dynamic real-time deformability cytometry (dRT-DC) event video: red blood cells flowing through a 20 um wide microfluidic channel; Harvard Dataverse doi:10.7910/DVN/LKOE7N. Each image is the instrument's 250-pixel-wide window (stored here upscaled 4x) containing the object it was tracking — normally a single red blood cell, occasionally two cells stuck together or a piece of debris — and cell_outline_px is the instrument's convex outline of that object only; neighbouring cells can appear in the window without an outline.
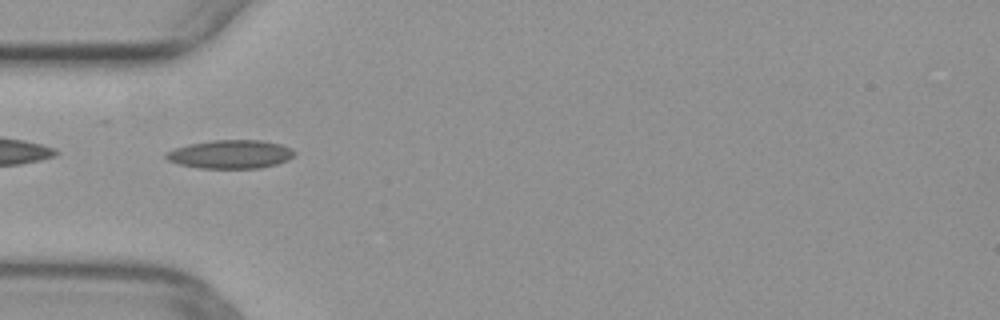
{"species": "common noctule bat (a hibernating species)", "species_latin": "Nyctalus noctula", "temperature_condition": "warm", "stored_images_in_passage": 36, "camera_frame_rate_fps": 3000, "um_per_image_px": 0.085, "animal": {"sex": "female", "body_mass_g": 29.2, "forearm_length_mm": 56.3}, "frame": {"image": 1, "passage_image": 9, "time_ms": 2.667, "image_size_px": [1000, 320], "cell_outline_px": [[296, 152], [288, 160], [276, 164], [260, 168], [200, 168], [180, 164], [168, 160], [164, 156], [164, 152], [188, 144], [212, 140], [260, 140], [280, 144]], "centroid_in_image_um": [19.56, 13.11], "position_along_channel_um": 65.4, "area_um2": 21.21}}
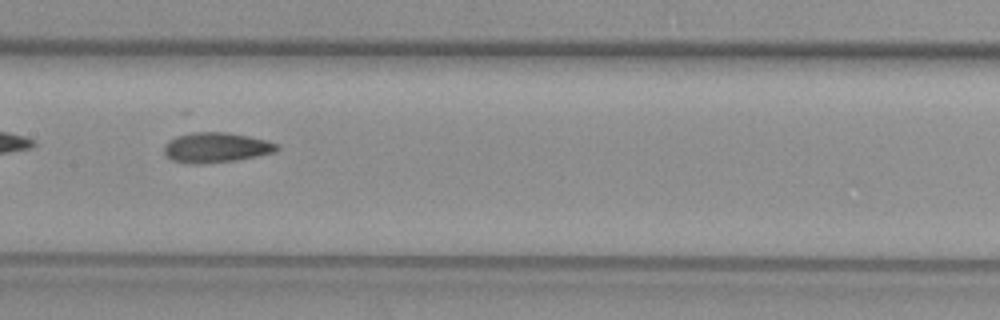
{"frame": {"image": 2, "passage_image": 18, "time_ms": 5.667, "image_size_px": [1000, 320], "cell_outline_px": [[280, 148], [276, 152], [236, 160], [204, 164], [188, 164], [172, 160], [164, 156], [164, 144], [168, 140], [176, 136], [192, 132], [224, 132], [248, 136], [268, 140], [280, 144]], "centroid_in_image_um": [18.35, 12.54], "position_along_channel_um": 189.0, "area_um2": 20.11}}
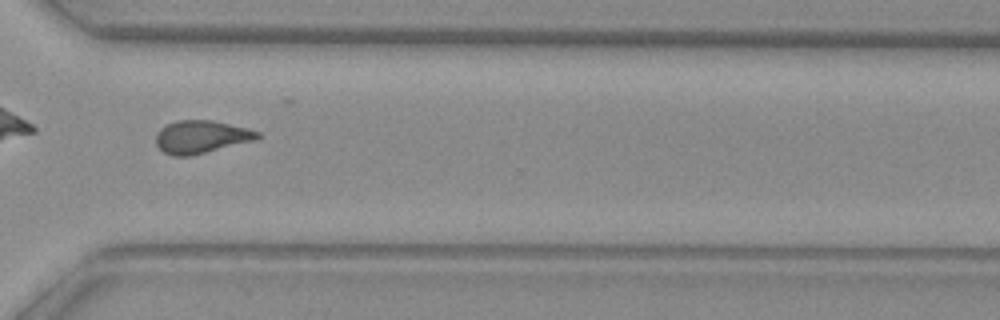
{"frame": {"image": 3, "passage_image": 30, "time_ms": 9.667, "image_size_px": [1000, 320], "cell_outline_px": [[260, 136], [256, 140], [192, 156], [172, 156], [164, 152], [156, 144], [156, 132], [160, 128], [176, 120], [212, 120], [248, 128], [260, 132]], "centroid_in_image_um": [17.1, 11.64], "position_along_channel_um": 353.5, "area_um2": 19.59}}